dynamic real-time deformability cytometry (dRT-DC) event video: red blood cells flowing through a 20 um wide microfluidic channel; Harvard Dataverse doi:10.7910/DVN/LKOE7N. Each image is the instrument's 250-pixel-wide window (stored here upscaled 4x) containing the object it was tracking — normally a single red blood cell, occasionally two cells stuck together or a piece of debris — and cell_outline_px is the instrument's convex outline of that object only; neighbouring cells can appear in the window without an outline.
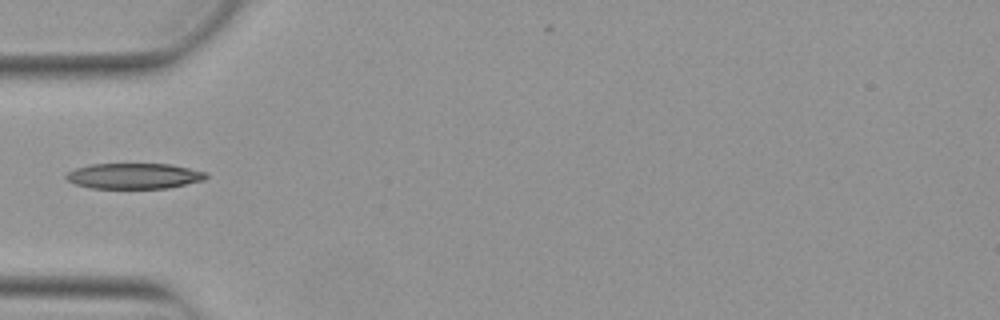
{"species": "Egyptian fruit bat (a non-hibernating species)", "species_latin": "Rousettus aegyptiacus", "temperature_condition": "warm", "stored_images_in_passage": 3, "camera_frame_rate_fps": 3000, "um_per_image_px": 0.085, "animal": {"sex": "female"}, "frame": {"image": 1, "passage_image": 1, "time_ms": 0.0, "image_size_px": [1000, 320], "cell_outline_px": [[208, 176], [204, 180], [168, 188], [92, 188], [76, 184], [68, 180], [64, 176], [68, 172], [76, 168], [92, 164], [168, 164], [208, 172]], "centroid_in_image_um": [11.41, 14.96], "position_along_channel_um": 73.6, "area_um2": 20.75}}